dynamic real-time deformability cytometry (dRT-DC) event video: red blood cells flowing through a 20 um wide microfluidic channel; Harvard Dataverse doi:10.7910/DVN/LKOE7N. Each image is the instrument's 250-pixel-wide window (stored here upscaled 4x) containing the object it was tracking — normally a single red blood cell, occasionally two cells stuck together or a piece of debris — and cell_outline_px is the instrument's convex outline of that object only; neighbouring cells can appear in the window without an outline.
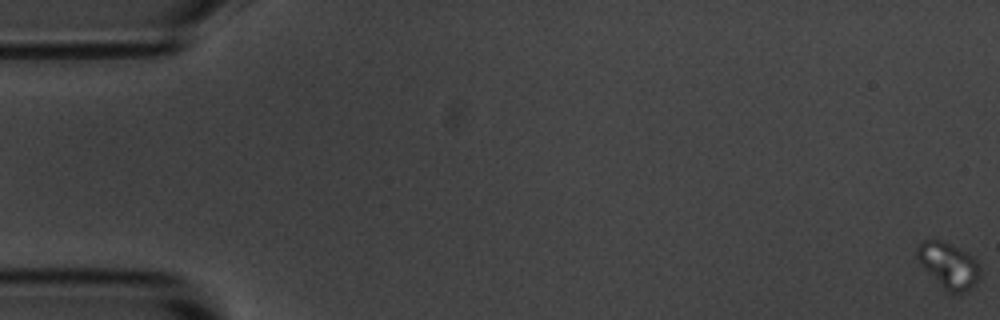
{"species": "common noctule bat (a hibernating species)", "species_latin": "Nyctalus noctula", "temperature_condition": "room temperature", "stored_images_in_passage": 33, "camera_frame_rate_fps": 3000, "um_per_image_px": 0.085, "animal": {"sex": "male", "body_mass_g": 20.1, "forearm_length_mm": 53.5}, "frame": {"image": 1, "passage_image": 1, "time_ms": 0.0, "image_size_px": [1000, 320], "cell_outline_px": [[980, 272], [976, 280], [968, 288], [960, 292], [948, 292], [916, 260], [916, 248], [924, 240], [944, 240], [968, 252], [976, 260], [980, 268]], "centroid_in_image_um": [80.59, 22.49], "position_along_channel_um": 4.4, "area_um2": 16.42}}
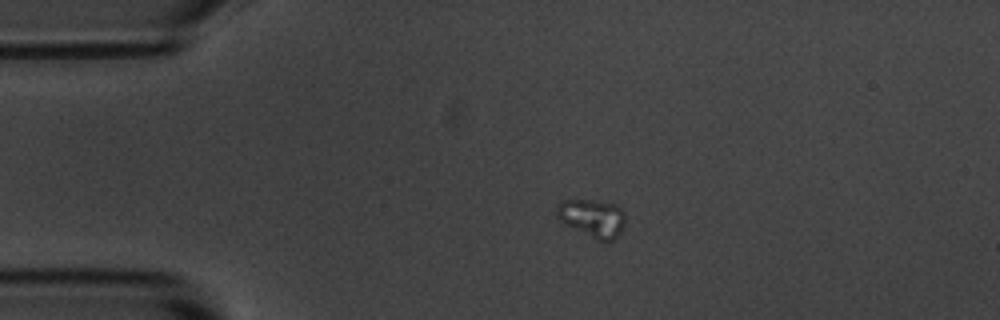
{"frame": {"image": 2, "passage_image": 15, "time_ms": 4.667, "image_size_px": [1000, 320], "cell_outline_px": [[624, 224], [616, 240], [596, 240], [560, 220], [556, 216], [556, 208], [560, 200], [592, 200], [616, 204], [624, 212]], "centroid_in_image_um": [50.35, 18.52], "position_along_channel_um": 34.6, "area_um2": 15.03}}